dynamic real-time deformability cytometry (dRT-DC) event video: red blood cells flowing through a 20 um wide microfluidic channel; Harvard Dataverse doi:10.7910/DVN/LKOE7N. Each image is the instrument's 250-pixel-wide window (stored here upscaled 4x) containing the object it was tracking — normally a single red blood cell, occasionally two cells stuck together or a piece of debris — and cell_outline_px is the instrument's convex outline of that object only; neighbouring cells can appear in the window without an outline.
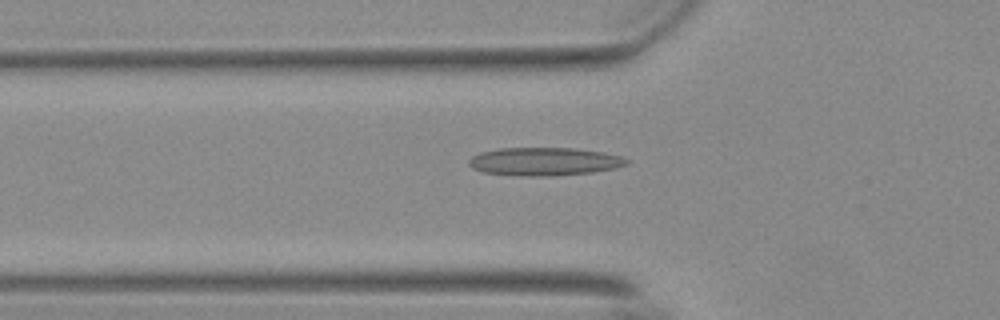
{"species": "Egyptian fruit bat (a non-hibernating species)", "species_latin": "Rousettus aegyptiacus", "temperature_condition": "warm", "stored_images_in_passage": 40, "camera_frame_rate_fps": 3000, "um_per_image_px": 0.085, "animal": {"sex": "female"}, "frame": {"image": 1, "passage_image": 9, "time_ms": 2.667, "image_size_px": [1000, 320], "cell_outline_px": [[628, 164], [616, 168], [592, 172], [548, 176], [528, 176], [484, 172], [472, 168], [468, 164], [468, 160], [472, 156], [480, 152], [500, 148], [572, 148], [604, 152], [620, 156], [628, 160]], "centroid_in_image_um": [46.26, 13.72], "position_along_channel_um": 79.5, "area_um2": 25.72}}
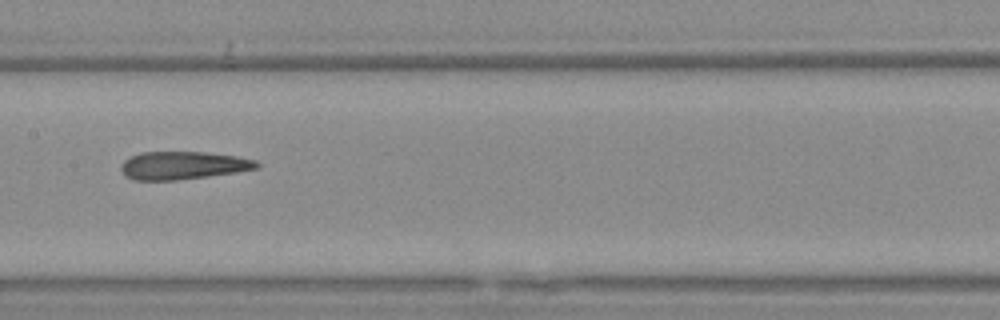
{"frame": {"image": 2, "passage_image": 18, "time_ms": 5.667, "image_size_px": [1000, 320], "cell_outline_px": [[260, 168], [236, 172], [176, 180], [132, 180], [124, 176], [120, 168], [120, 164], [128, 156], [140, 152], [204, 152], [236, 156], [256, 160], [260, 164]], "centroid_in_image_um": [15.51, 14.06], "position_along_channel_um": 191.9, "area_um2": 22.25}}
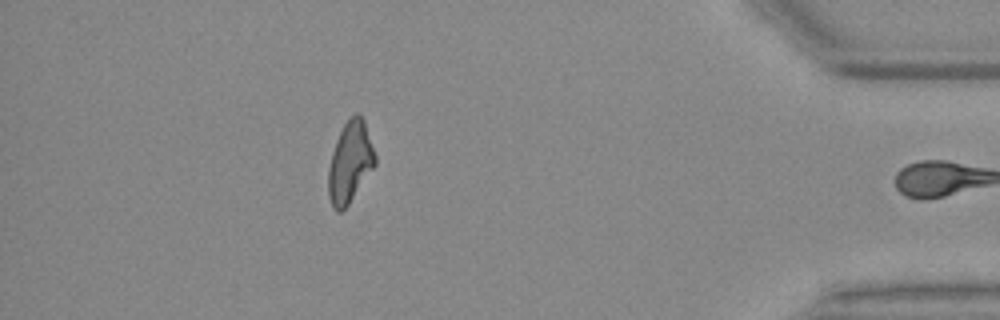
{"frame": {"image": 3, "passage_image": 39, "time_ms": 12.667, "image_size_px": [1000, 320], "cell_outline_px": [[376, 164], [348, 204], [340, 212], [336, 212], [332, 208], [328, 196], [328, 168], [332, 152], [336, 140], [344, 124], [356, 112], [364, 120], [376, 156]], "centroid_in_image_um": [29.74, 13.81], "position_along_channel_um": 405.5, "area_um2": 21.91}, "authors_computed_cell_mechanics": {"area_um2": 22.6576, "velocity_mm_per_s": 3.7252, "shape_relaxation_time_tau1_ms": null, "shape_relaxation_time_tau2_ms": 3.4573, "deformation_change_tau1": null, "deformation_change_tau2": 0.1461}}